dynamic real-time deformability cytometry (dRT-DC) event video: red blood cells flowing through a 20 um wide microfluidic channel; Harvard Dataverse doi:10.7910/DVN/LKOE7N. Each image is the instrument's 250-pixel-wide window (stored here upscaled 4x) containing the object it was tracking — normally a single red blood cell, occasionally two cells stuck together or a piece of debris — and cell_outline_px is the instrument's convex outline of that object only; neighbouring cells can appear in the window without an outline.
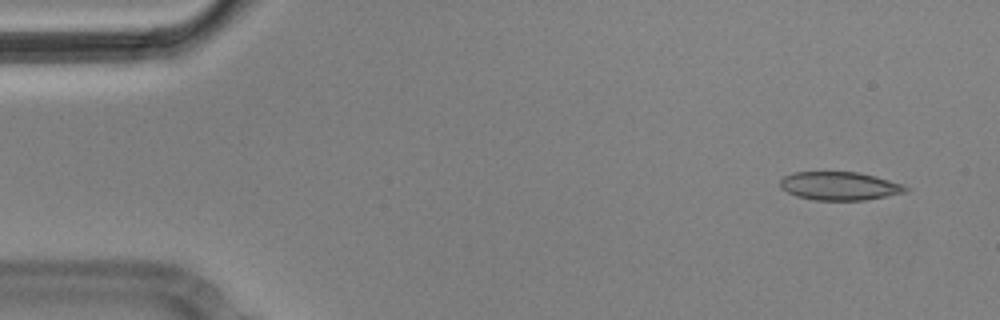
{"species": "Egyptian fruit bat (a non-hibernating species)", "species_latin": "Rousettus aegyptiacus", "temperature_condition": "cold", "stored_images_in_passage": 8, "camera_frame_rate_fps": 3000, "um_per_image_px": 0.085, "animal": {"sex": "male"}, "frame": {"image": 1, "passage_image": 1, "time_ms": 0.0, "image_size_px": [1000, 320], "cell_outline_px": [[908, 192], [864, 200], [812, 200], [796, 196], [780, 188], [780, 180], [784, 176], [792, 172], [860, 172], [904, 184], [908, 188]], "centroid_in_image_um": [71.36, 15.81], "position_along_channel_um": 13.6, "area_um2": 20.87}}
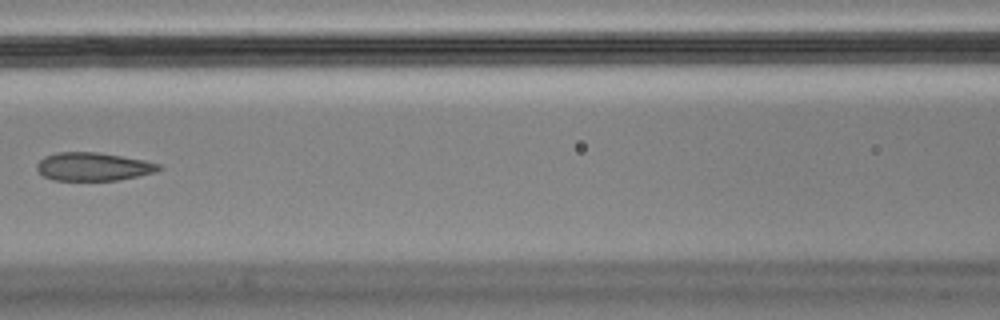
{"frame": {"image": 2, "passage_image": 6, "time_ms": 1.667, "image_size_px": [1000, 320], "cell_outline_px": [[164, 168], [156, 172], [116, 180], [52, 180], [44, 176], [36, 168], [36, 164], [44, 156], [56, 152], [96, 152], [144, 160], [160, 164]], "centroid_in_image_um": [7.92, 14.16], "position_along_channel_um": 158.7, "area_um2": 20.0}}
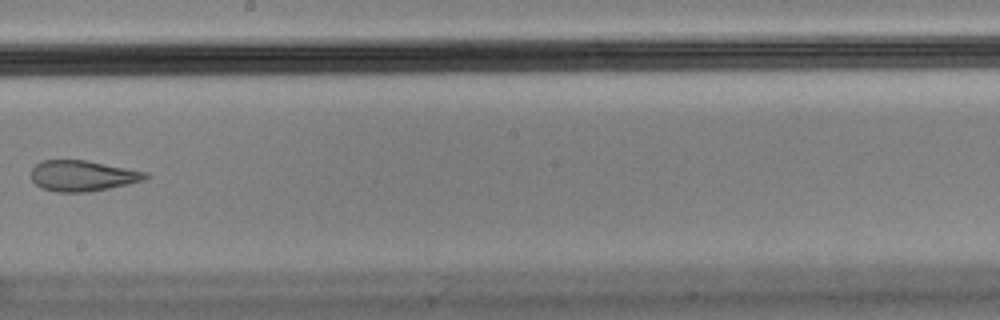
{"frame": {"image": 3, "passage_image": 8, "time_ms": 2.333, "image_size_px": [1000, 320], "cell_outline_px": [[148, 176], [144, 180], [128, 184], [88, 192], [56, 192], [40, 188], [32, 180], [32, 168], [40, 160], [88, 160], [148, 172]], "centroid_in_image_um": [7.01, 14.93], "position_along_channel_um": 241.2, "area_um2": 20.58}}